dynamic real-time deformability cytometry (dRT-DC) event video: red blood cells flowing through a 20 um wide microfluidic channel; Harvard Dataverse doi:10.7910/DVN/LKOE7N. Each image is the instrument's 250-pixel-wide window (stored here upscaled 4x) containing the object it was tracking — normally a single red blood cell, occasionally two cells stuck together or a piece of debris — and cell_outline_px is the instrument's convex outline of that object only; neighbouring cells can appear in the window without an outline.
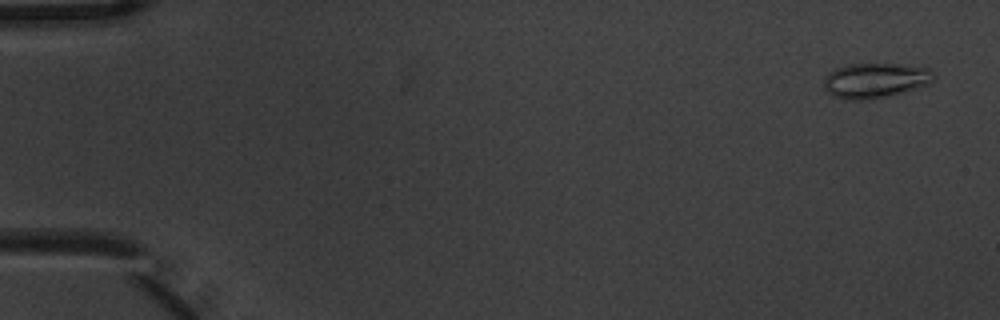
{"species": "common noctule bat (a hibernating species)", "species_latin": "Nyctalus noctula", "temperature_condition": "warm", "stored_images_in_passage": 4, "camera_frame_rate_fps": 3000, "um_per_image_px": 0.085, "animal": {"sex": "male", "body_mass_g": 20.1, "forearm_length_mm": 53.5}, "frame": {"image": 1, "passage_image": 1, "time_ms": 0.0, "image_size_px": [1000, 320], "cell_outline_px": [[936, 76], [928, 84], [916, 88], [888, 96], [864, 100], [844, 100], [832, 96], [824, 88], [824, 76], [828, 72], [836, 68], [848, 64], [924, 64], [932, 68]], "centroid_in_image_um": [74.44, 6.81], "position_along_channel_um": 10.6, "area_um2": 23.0}}